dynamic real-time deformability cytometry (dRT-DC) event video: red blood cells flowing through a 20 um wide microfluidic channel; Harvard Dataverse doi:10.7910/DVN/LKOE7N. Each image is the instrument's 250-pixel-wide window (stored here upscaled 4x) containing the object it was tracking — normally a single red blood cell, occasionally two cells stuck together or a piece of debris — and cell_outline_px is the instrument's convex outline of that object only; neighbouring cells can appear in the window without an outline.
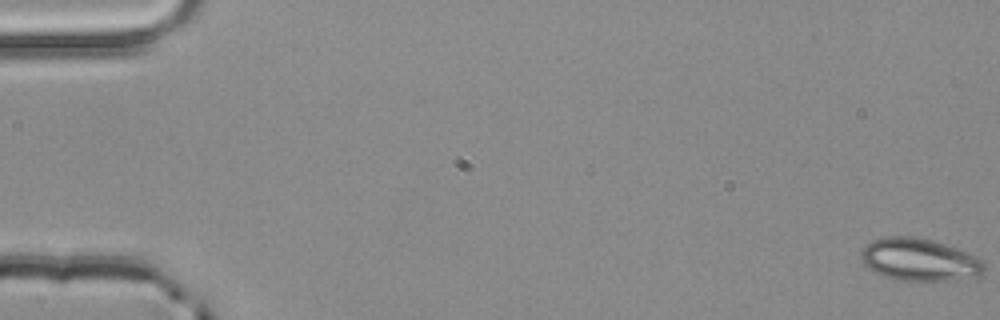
{"species": "common noctule bat (a hibernating species)", "species_latin": "Nyctalus noctula", "temperature_condition": "room temperature", "stored_images_in_passage": 7, "camera_frame_rate_fps": 3000, "um_per_image_px": 0.085, "animal": {"sex": "male", "body_mass_g": 20.4}, "frame": {"image": 1, "passage_image": 1, "time_ms": 0.0, "image_size_px": [1000, 320], "cell_outline_px": [[984, 272], [980, 276], [948, 280], [896, 280], [872, 272], [860, 260], [860, 252], [872, 240], [884, 236], [916, 236], [932, 240], [956, 248], [980, 260], [984, 264]], "centroid_in_image_um": [78.08, 22.07], "position_along_channel_um": 6.9, "area_um2": 30.35}}
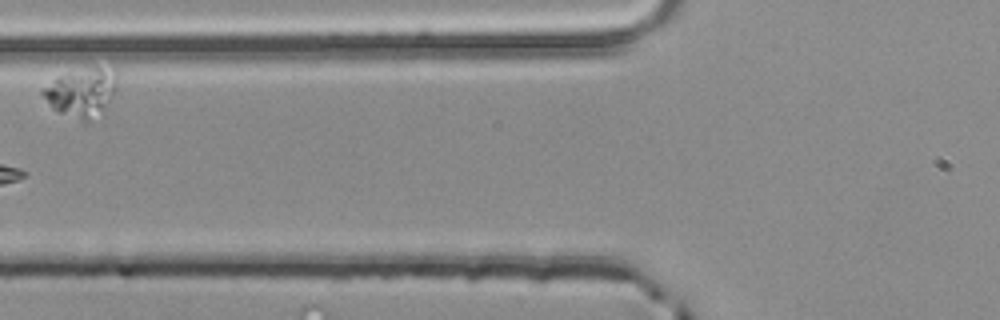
{"frame": {"image": 2, "passage_image": 6, "time_ms": 1.667, "image_size_px": [1000, 320], "cell_outline_px": [[116, 88], [104, 116], [88, 120], [84, 120], [60, 112], [52, 108], [40, 92], [40, 88], [56, 76], [96, 64], [116, 72]], "centroid_in_image_um": [6.95, 7.82], "position_along_channel_um": 118.9, "area_um2": 21.56}}
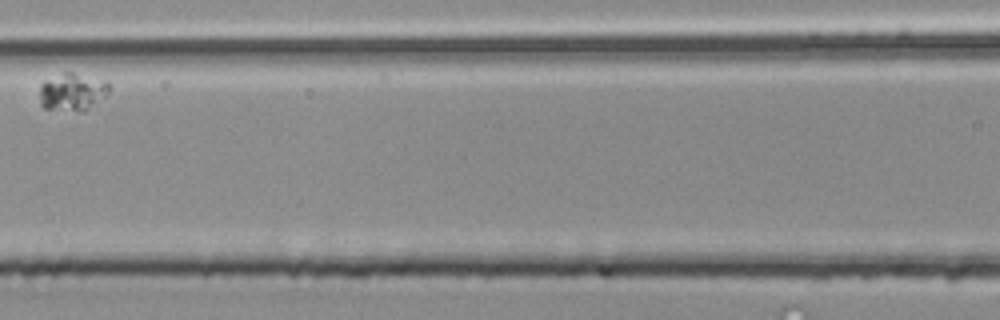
{"frame": {"image": 3, "passage_image": 7, "time_ms": 2.0, "image_size_px": [1000, 320], "cell_outline_px": [[112, 88], [104, 96], [84, 112], [44, 108], [40, 104], [40, 84], [44, 80], [64, 72], [72, 72], [108, 80]], "centroid_in_image_um": [6.17, 7.79], "position_along_channel_um": 160.4, "area_um2": 15.49}}